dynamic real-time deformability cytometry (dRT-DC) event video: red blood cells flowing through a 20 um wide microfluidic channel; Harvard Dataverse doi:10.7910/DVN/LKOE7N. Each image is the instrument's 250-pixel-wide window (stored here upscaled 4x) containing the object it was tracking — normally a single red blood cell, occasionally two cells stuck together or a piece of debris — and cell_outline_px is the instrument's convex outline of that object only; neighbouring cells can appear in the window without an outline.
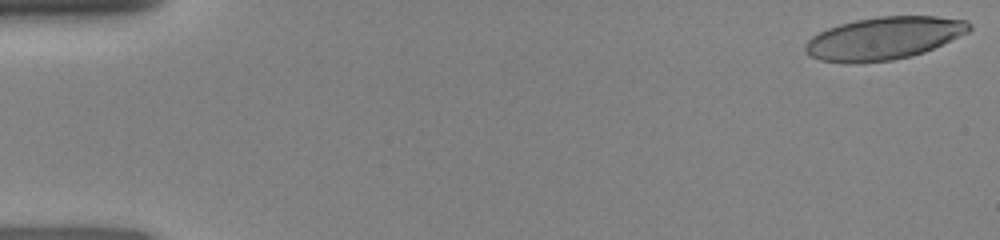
{"species": "human", "species_latin": "Homo sapiens", "temperature_condition": "room temperature", "stored_images_in_passage": 47, "camera_frame_rate_fps": 3000, "um_per_image_px": 0.085, "donor": {"sex": "female"}, "frame": {"image": 1, "passage_image": 1, "time_ms": 0.0, "image_size_px": [1000, 240], "cell_outline_px": [[972, 28], [968, 32], [924, 52], [912, 56], [892, 60], [820, 60], [812, 56], [804, 48], [804, 44], [812, 36], [828, 28], [840, 24], [856, 20], [880, 16], [936, 16], [968, 20], [972, 24]], "centroid_in_image_um": [75.21, 3.2], "position_along_channel_um": 9.8, "area_um2": 39.65}}
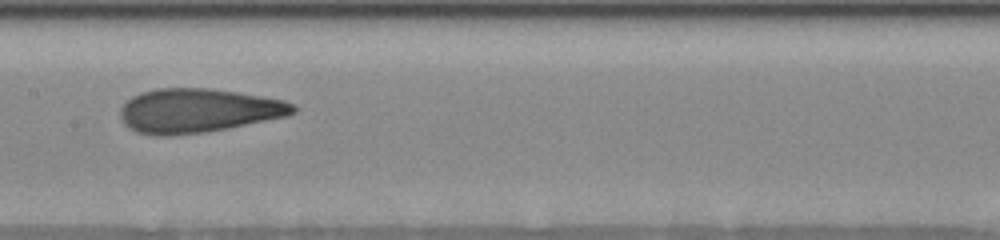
{"frame": {"image": 2, "passage_image": 24, "time_ms": 7.667, "image_size_px": [1000, 240], "cell_outline_px": [[296, 112], [288, 116], [228, 128], [204, 132], [168, 136], [156, 136], [136, 132], [128, 128], [124, 124], [120, 116], [120, 108], [132, 96], [140, 92], [156, 88], [208, 88], [236, 92], [284, 100], [292, 104], [296, 108]], "centroid_in_image_um": [16.8, 9.41], "position_along_channel_um": 190.6, "area_um2": 44.45}}
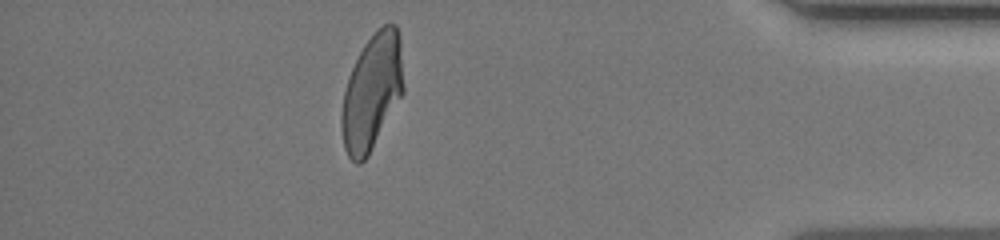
{"frame": {"image": 3, "passage_image": 42, "time_ms": 13.667, "image_size_px": [1000, 240], "cell_outline_px": [[404, 92], [368, 156], [360, 164], [356, 164], [348, 156], [344, 148], [340, 128], [340, 116], [344, 92], [348, 76], [364, 44], [384, 24], [396, 24], [400, 36], [404, 88]], "centroid_in_image_um": [31.61, 7.85], "position_along_channel_um": 403.6, "area_um2": 41.85}}